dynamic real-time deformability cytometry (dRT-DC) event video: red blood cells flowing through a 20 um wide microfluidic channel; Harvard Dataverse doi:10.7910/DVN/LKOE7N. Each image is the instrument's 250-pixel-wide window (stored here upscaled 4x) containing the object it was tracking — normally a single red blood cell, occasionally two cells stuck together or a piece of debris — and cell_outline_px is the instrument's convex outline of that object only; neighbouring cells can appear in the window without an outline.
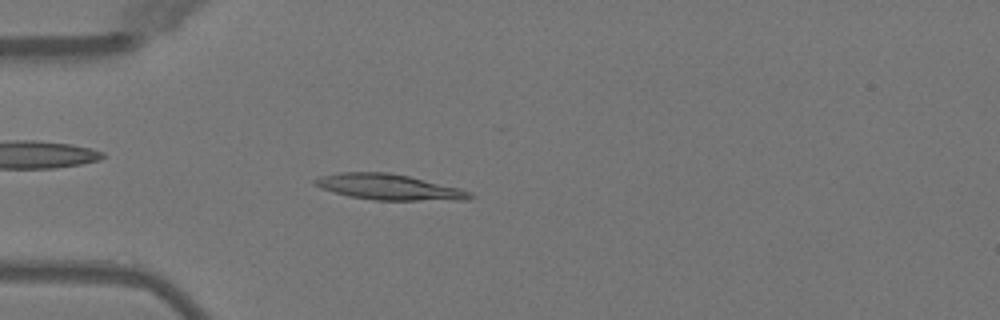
{"species": "Egyptian fruit bat (a non-hibernating species)", "species_latin": "Rousettus aegyptiacus", "temperature_condition": "warm", "stored_images_in_passage": 49, "camera_frame_rate_fps": 3000, "um_per_image_px": 0.085, "animal": {"sex": "female"}, "frame": {"image": 1, "passage_image": 13, "time_ms": 4.0, "image_size_px": [1000, 320], "cell_outline_px": [[476, 196], [468, 200], [376, 200], [348, 196], [320, 188], [312, 184], [312, 180], [320, 176], [340, 172], [388, 172], [408, 176], [460, 188], [472, 192]], "centroid_in_image_um": [33.06, 15.9], "position_along_channel_um": 51.9, "area_um2": 23.35}}
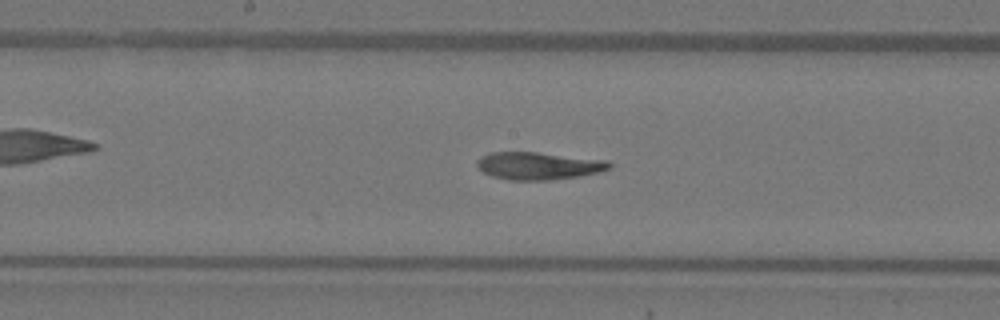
{"frame": {"image": 2, "passage_image": 25, "time_ms": 8.0, "image_size_px": [1000, 320], "cell_outline_px": [[612, 168], [600, 172], [580, 176], [548, 180], [508, 180], [492, 176], [484, 172], [476, 164], [476, 160], [480, 156], [488, 152], [536, 152], [608, 160], [612, 164]], "centroid_in_image_um": [45.78, 14.09], "position_along_channel_um": 202.4, "area_um2": 21.39}}
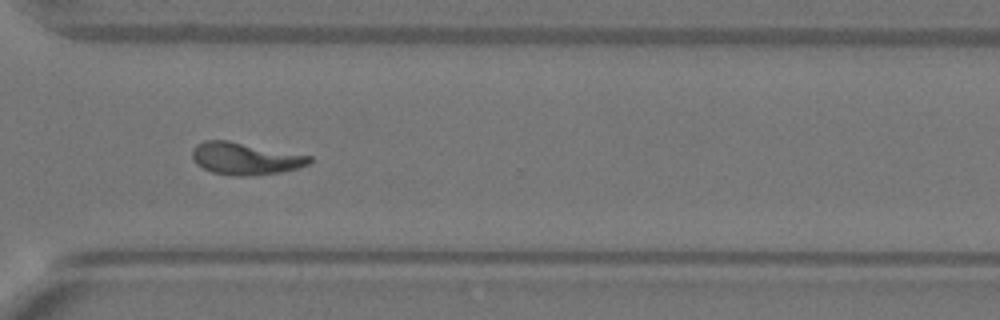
{"frame": {"image": 3, "passage_image": 36, "time_ms": 11.667, "image_size_px": [1000, 320], "cell_outline_px": [[312, 160], [308, 164], [296, 168], [280, 172], [244, 176], [236, 176], [212, 172], [196, 164], [192, 160], [192, 148], [196, 144], [204, 140], [228, 140], [312, 156]], "centroid_in_image_um": [20.8, 13.46], "position_along_channel_um": 349.8, "area_um2": 21.91}, "authors_computed_cell_mechanics": {"area_um2": 21.7906, "velocity_mm_per_s": 4.036, "shape_relaxation_time_tau1_ms": null, "shape_relaxation_time_tau2_ms": 3.2273, "deformation_change_tau1": null, "deformation_change_tau2": 0.0987}}